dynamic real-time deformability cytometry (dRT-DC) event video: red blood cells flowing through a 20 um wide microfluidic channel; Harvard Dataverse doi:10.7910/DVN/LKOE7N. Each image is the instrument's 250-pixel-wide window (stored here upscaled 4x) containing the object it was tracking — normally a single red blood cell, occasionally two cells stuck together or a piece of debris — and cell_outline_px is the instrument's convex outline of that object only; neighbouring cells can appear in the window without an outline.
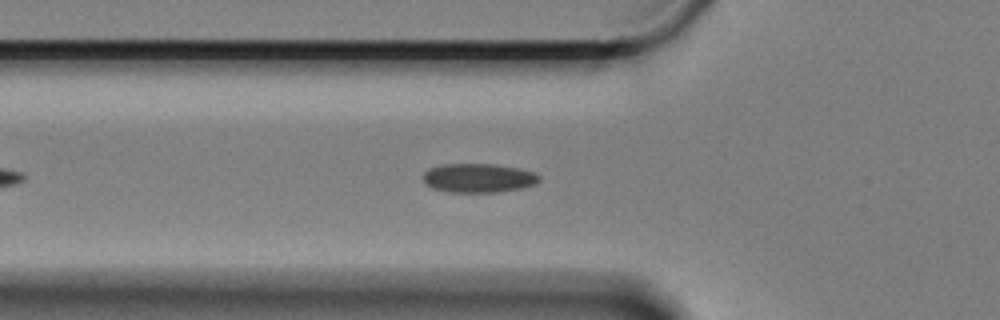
{"species": "Egyptian fruit bat (a non-hibernating species)", "species_latin": "Rousettus aegyptiacus", "temperature_condition": "cold", "stored_images_in_passage": 33, "camera_frame_rate_fps": 3000, "um_per_image_px": 0.085, "animal": {"sex": "female"}, "frame": {"image": 1, "passage_image": 10, "time_ms": 3.0, "image_size_px": [1000, 320], "cell_outline_px": [[540, 180], [536, 184], [524, 188], [496, 192], [448, 192], [432, 188], [424, 184], [424, 172], [428, 168], [440, 164], [496, 164], [520, 168], [536, 172], [540, 176]], "centroid_in_image_um": [40.69, 15.12], "position_along_channel_um": 85.1, "area_um2": 20.0}}
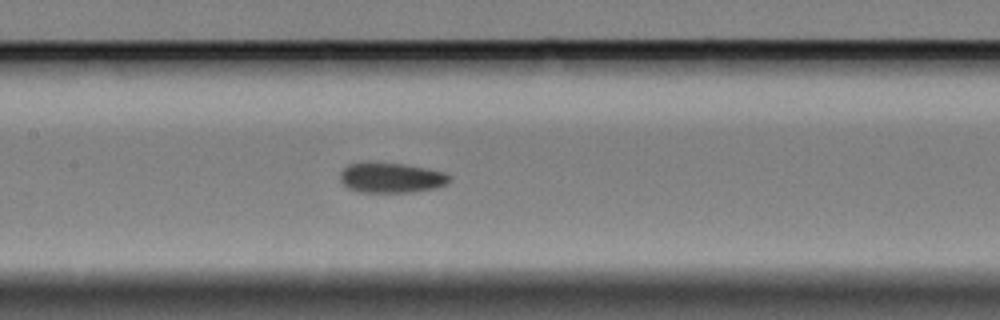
{"frame": {"image": 2, "passage_image": 18, "time_ms": 5.667, "image_size_px": [1000, 320], "cell_outline_px": [[452, 180], [448, 184], [436, 188], [412, 192], [360, 192], [348, 188], [340, 180], [340, 172], [348, 164], [404, 164], [444, 172], [452, 176]], "centroid_in_image_um": [33.31, 15.14], "position_along_channel_um": 174.1, "area_um2": 18.9}}
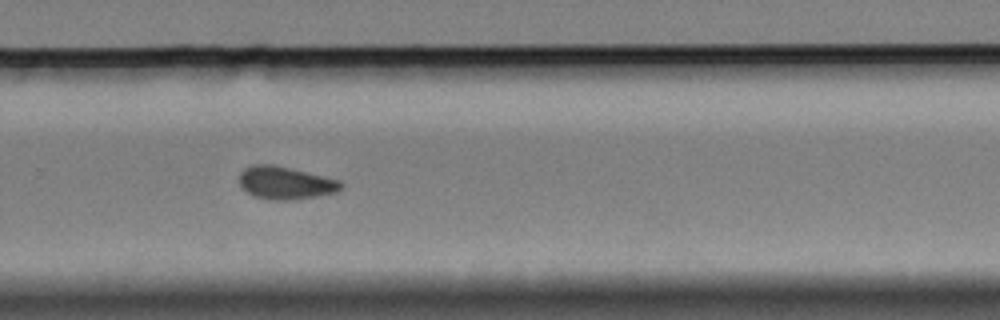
{"frame": {"image": 3, "passage_image": 30, "time_ms": 9.667, "image_size_px": [1000, 320], "cell_outline_px": [[344, 188], [336, 192], [296, 200], [272, 200], [252, 196], [244, 192], [240, 188], [240, 172], [244, 168], [252, 164], [272, 164], [340, 180], [344, 184]], "centroid_in_image_um": [24.23, 15.56], "position_along_channel_um": 305.6, "area_um2": 19.65}}